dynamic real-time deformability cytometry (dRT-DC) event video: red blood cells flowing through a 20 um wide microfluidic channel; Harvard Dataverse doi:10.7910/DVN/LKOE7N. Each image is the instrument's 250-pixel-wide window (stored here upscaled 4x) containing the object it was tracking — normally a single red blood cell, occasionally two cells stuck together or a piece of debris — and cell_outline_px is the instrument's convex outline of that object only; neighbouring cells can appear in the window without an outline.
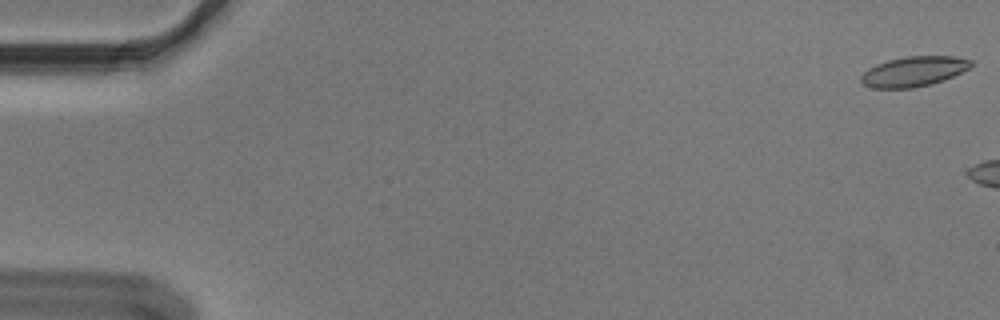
{"species": "Egyptian fruit bat (a non-hibernating species)", "species_latin": "Rousettus aegyptiacus", "temperature_condition": "cold", "stored_images_in_passage": 6, "camera_frame_rate_fps": 3000, "um_per_image_px": 0.085, "animal": {"sex": "male"}, "frame": {"image": 1, "passage_image": 1, "time_ms": 0.0, "image_size_px": [1000, 320], "cell_outline_px": [[972, 64], [968, 68], [944, 80], [912, 88], [872, 88], [864, 84], [860, 80], [860, 76], [868, 68], [876, 64], [888, 60], [908, 56], [956, 56], [972, 60]], "centroid_in_image_um": [77.64, 6.07], "position_along_channel_um": 7.4, "area_um2": 19.07}}